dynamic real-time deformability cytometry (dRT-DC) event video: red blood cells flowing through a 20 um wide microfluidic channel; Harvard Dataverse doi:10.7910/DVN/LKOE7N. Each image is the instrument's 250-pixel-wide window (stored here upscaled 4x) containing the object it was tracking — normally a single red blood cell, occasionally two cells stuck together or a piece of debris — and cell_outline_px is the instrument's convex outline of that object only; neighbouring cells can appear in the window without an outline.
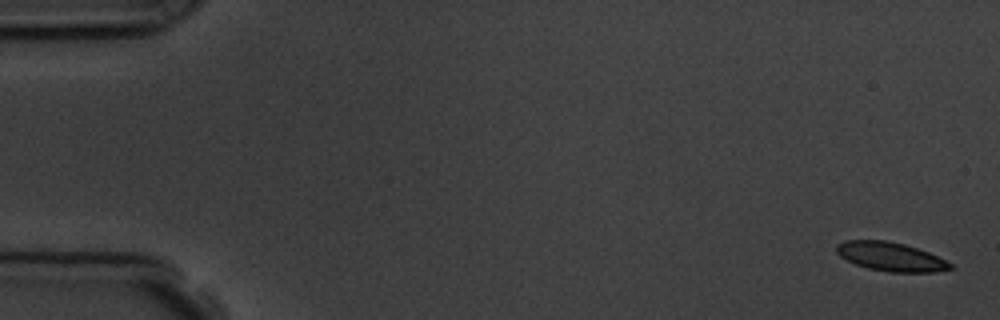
{"species": "common noctule bat (a hibernating species)", "species_latin": "Nyctalus noctula", "temperature_condition": "room temperature", "stored_images_in_passage": 4, "camera_frame_rate_fps": 3000, "um_per_image_px": 0.085, "animal": {"sex": "male", "body_mass_g": 19.5, "forearm_length_mm": 54.6}, "frame": {"image": 1, "passage_image": 1, "time_ms": 0.0, "image_size_px": [1000, 320], "cell_outline_px": [[952, 268], [936, 272], [888, 272], [868, 268], [856, 264], [840, 256], [836, 252], [836, 244], [844, 240], [884, 240], [904, 244], [928, 252], [952, 264]], "centroid_in_image_um": [75.67, 21.81], "position_along_channel_um": 9.3, "area_um2": 18.96}}
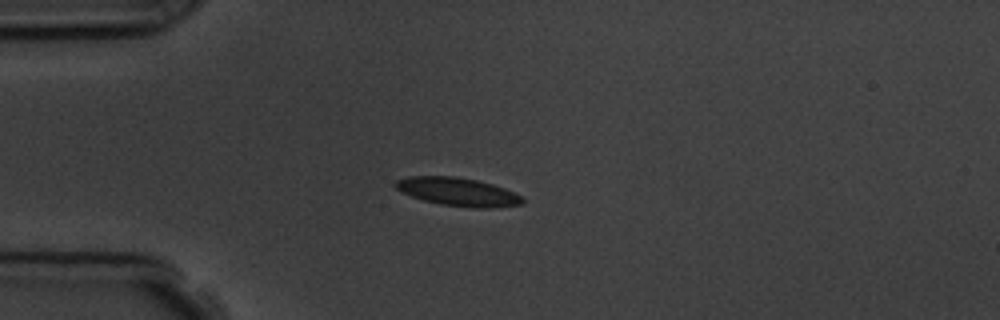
{"frame": {"image": 2, "passage_image": 4, "time_ms": 4.333, "image_size_px": [1000, 320], "cell_outline_px": [[524, 204], [488, 208], [472, 208], [440, 204], [424, 200], [412, 196], [396, 188], [392, 184], [396, 180], [408, 176], [452, 176], [476, 180], [492, 184], [504, 188], [524, 196]], "centroid_in_image_um": [38.94, 16.3], "position_along_channel_um": 46.1, "area_um2": 20.92}}